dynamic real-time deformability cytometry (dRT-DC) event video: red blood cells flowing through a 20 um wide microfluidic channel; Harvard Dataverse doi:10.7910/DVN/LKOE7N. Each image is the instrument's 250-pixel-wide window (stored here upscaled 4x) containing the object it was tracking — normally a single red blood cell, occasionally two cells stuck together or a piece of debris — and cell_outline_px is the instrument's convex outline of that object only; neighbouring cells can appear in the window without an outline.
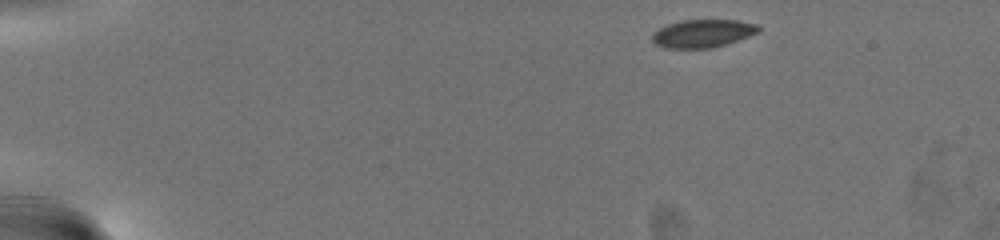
{"species": "common noctule bat (a hibernating species)", "species_latin": "Nyctalus noctula", "temperature_condition": "warm", "stored_images_in_passage": 52, "camera_frame_rate_fps": 3000, "um_per_image_px": 0.085, "animal": {"sex": "female", "body_mass_g": 19.5, "forearm_length_mm": 54.1}, "frame": {"image": 1, "passage_image": 1, "time_ms": 0.0, "image_size_px": [1000, 240], "cell_outline_px": [[760, 32], [712, 48], [664, 48], [656, 44], [652, 40], [652, 32], [668, 24], [680, 20], [736, 20], [756, 24], [760, 28]], "centroid_in_image_um": [59.7, 2.84], "position_along_channel_um": 25.3, "area_um2": 17.22}}
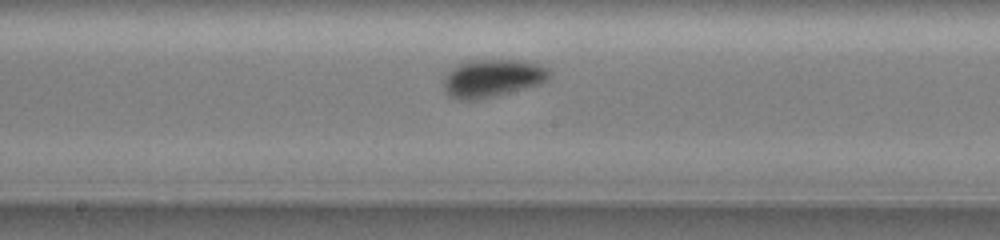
{"frame": {"image": 2, "passage_image": 30, "time_ms": 9.667, "image_size_px": [1000, 240], "cell_outline_px": [[548, 76], [544, 80], [536, 84], [492, 96], [472, 100], [456, 100], [448, 96], [444, 92], [444, 76], [456, 64], [468, 60], [516, 60], [540, 64], [548, 68]], "centroid_in_image_um": [41.74, 6.63], "position_along_channel_um": 206.5, "area_um2": 22.89}}
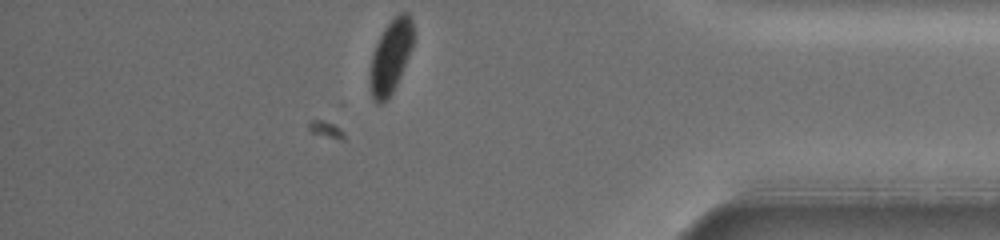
{"frame": {"image": 3, "passage_image": 52, "time_ms": 17.0, "image_size_px": [1000, 240], "cell_outline_px": [[412, 44], [408, 56], [400, 76], [392, 92], [380, 104], [376, 104], [372, 100], [368, 80], [368, 72], [372, 56], [376, 44], [384, 28], [400, 12], [408, 12], [412, 20]], "centroid_in_image_um": [33.15, 4.84], "position_along_channel_um": 402.0, "area_um2": 18.32}, "authors_computed_cell_mechanics": {"area_um2": 21.0392, "velocity_mm_per_s": 3.026, "shape_relaxation_time_tau1_ms": 2.1171, "shape_relaxation_time_tau2_ms": null, "deformation_change_tau1": 0.0713, "deformation_change_tau2": null}}